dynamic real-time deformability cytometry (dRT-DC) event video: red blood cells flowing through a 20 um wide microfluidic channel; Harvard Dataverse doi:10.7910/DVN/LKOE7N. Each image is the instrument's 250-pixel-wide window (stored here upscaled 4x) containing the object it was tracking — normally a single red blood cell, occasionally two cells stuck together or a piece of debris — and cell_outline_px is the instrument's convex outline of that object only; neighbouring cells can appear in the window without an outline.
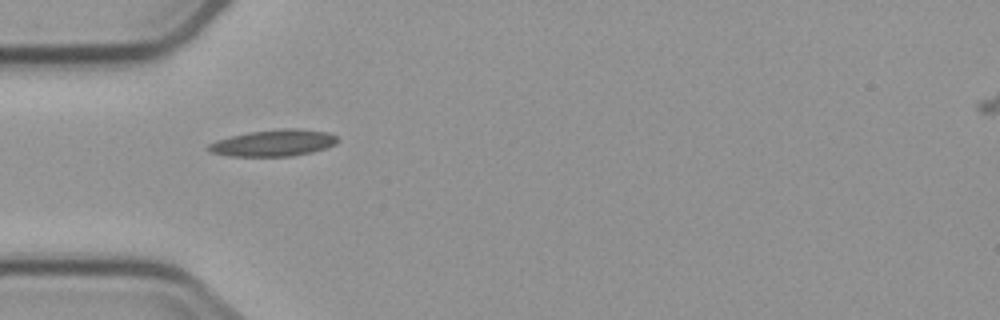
{"species": "common noctule bat (a hibernating species)", "species_latin": "Nyctalus noctula", "temperature_condition": "cold", "stored_images_in_passage": 7, "camera_frame_rate_fps": 3000, "um_per_image_px": 0.085, "animal": {"sex": "male", "body_mass_g": 23.1, "forearm_length_mm": 52.7}, "frame": {"image": 1, "passage_image": 1, "time_ms": 0.0, "image_size_px": [1000, 320], "cell_outline_px": [[340, 140], [336, 144], [312, 152], [292, 156], [232, 156], [212, 152], [208, 148], [208, 144], [216, 140], [248, 132], [280, 128], [300, 128], [328, 132], [336, 136]], "centroid_in_image_um": [23.3, 12.14], "position_along_channel_um": 61.7, "area_um2": 20.0}}
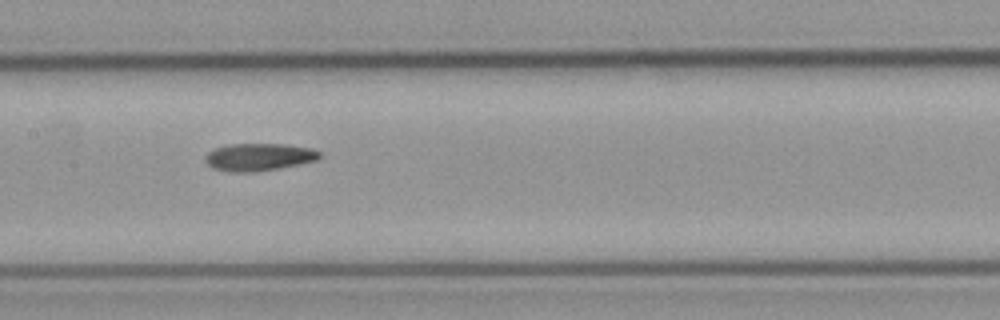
{"frame": {"image": 2, "passage_image": 4, "time_ms": 3.333, "image_size_px": [1000, 320], "cell_outline_px": [[324, 156], [320, 160], [280, 168], [256, 172], [228, 172], [212, 168], [208, 164], [208, 152], [216, 148], [232, 144], [284, 144], [312, 148], [320, 152]], "centroid_in_image_um": [22.1, 13.36], "position_along_channel_um": 185.3, "area_um2": 18.38}}
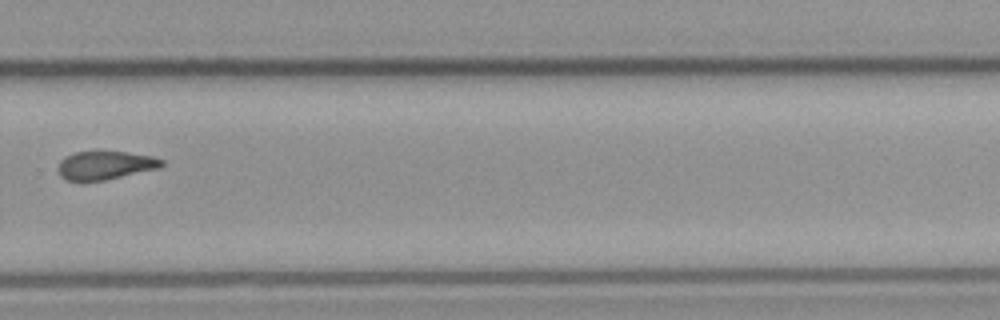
{"frame": {"image": 3, "passage_image": 7, "time_ms": 7.0, "image_size_px": [1000, 320], "cell_outline_px": [[164, 164], [160, 168], [104, 180], [68, 180], [60, 176], [56, 168], [60, 160], [64, 156], [76, 152], [128, 152], [152, 156], [164, 160]], "centroid_in_image_um": [8.94, 14.04], "position_along_channel_um": 320.9, "area_um2": 17.11}}